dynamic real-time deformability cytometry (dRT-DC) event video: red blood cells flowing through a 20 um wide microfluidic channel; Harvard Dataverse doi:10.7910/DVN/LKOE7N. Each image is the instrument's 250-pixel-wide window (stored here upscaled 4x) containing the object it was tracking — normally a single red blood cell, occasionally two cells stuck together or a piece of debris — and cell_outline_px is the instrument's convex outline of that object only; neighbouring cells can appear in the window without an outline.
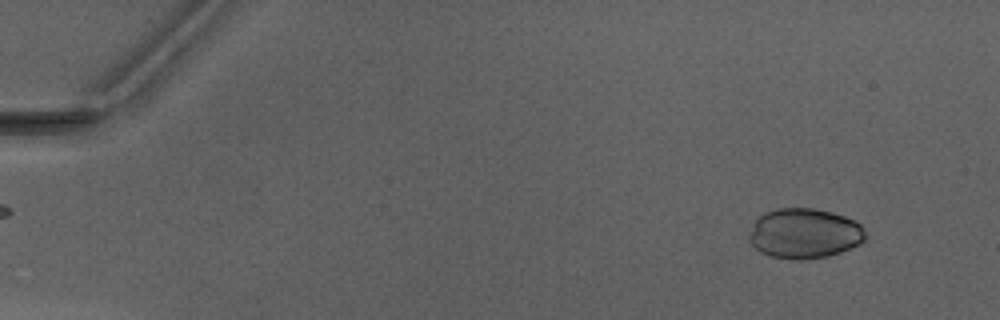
{"species": "Egyptian fruit bat (a non-hibernating species)", "species_latin": "Rousettus aegyptiacus", "temperature_condition": "warm", "stored_images_in_passage": 26, "camera_frame_rate_fps": 3000, "um_per_image_px": 0.085, "animal": {"sex": "male"}, "frame": {"image": 1, "passage_image": 4, "time_ms": 1.0, "image_size_px": [1000, 320], "cell_outline_px": [[864, 240], [860, 244], [840, 252], [828, 256], [800, 260], [796, 260], [772, 256], [760, 252], [748, 240], [748, 236], [752, 224], [764, 212], [776, 208], [812, 208], [832, 212], [856, 220], [864, 228]], "centroid_in_image_um": [68.36, 19.83], "position_along_channel_um": 16.6, "area_um2": 34.04}}
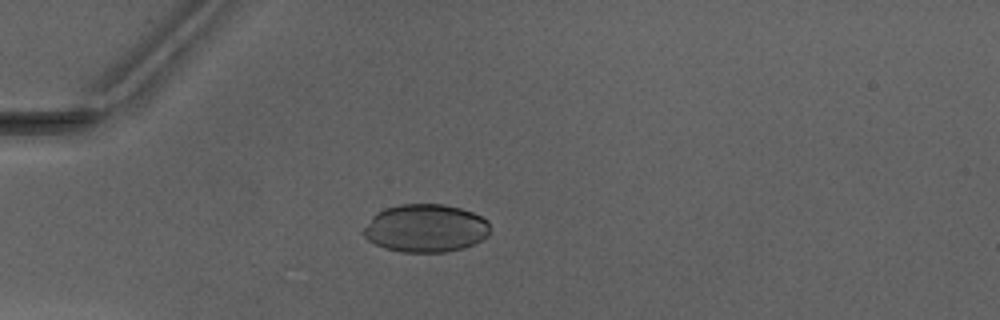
{"frame": {"image": 2, "passage_image": 14, "time_ms": 4.333, "image_size_px": [1000, 320], "cell_outline_px": [[488, 236], [464, 248], [448, 252], [404, 252], [384, 248], [368, 240], [360, 232], [372, 216], [376, 212], [384, 208], [400, 204], [444, 204], [460, 208], [472, 212], [488, 220]], "centroid_in_image_um": [36.14, 19.39], "position_along_channel_um": 48.9, "area_um2": 35.55}}
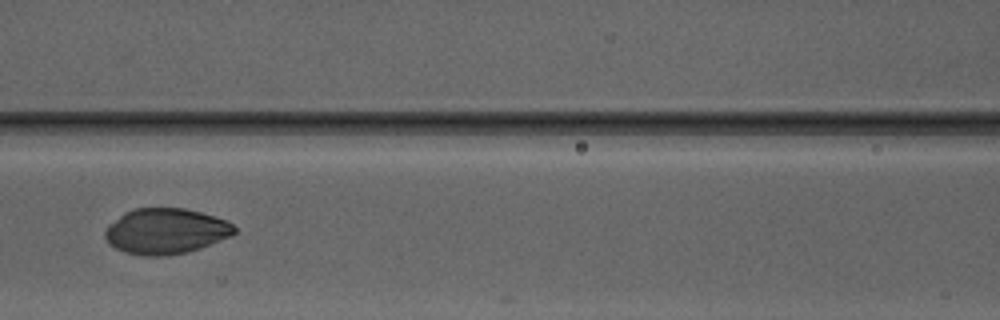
{"frame": {"image": 3, "passage_image": 23, "time_ms": 7.333, "image_size_px": [1000, 320], "cell_outline_px": [[236, 232], [232, 236], [200, 248], [188, 252], [168, 256], [144, 256], [124, 252], [108, 244], [104, 236], [104, 232], [108, 224], [124, 212], [132, 208], [184, 208], [216, 216], [232, 224], [236, 228]], "centroid_in_image_um": [14.07, 19.65], "position_along_channel_um": 152.5, "area_um2": 34.74}}